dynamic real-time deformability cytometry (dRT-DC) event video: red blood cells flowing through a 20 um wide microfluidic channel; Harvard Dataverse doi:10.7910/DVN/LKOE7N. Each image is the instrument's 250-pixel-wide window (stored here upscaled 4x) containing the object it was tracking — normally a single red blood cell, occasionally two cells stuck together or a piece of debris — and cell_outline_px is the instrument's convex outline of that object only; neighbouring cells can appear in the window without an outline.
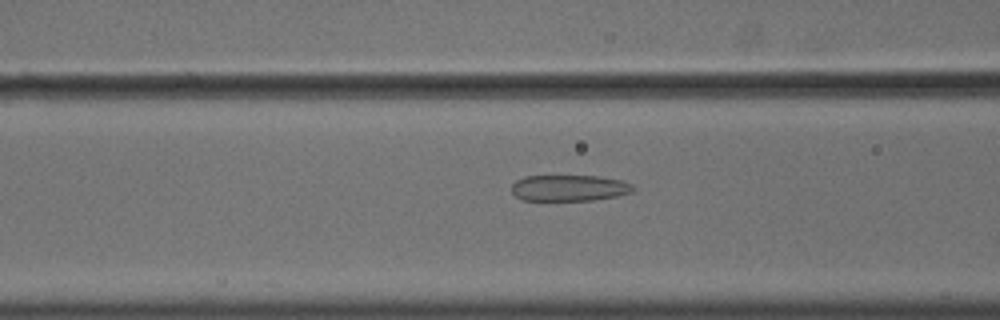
{"species": "common noctule bat (a hibernating species)", "species_latin": "Nyctalus noctula", "temperature_condition": "cold", "stored_images_in_passage": 56, "camera_frame_rate_fps": 3000, "um_per_image_px": 0.085, "animal": {"sex": "male", "body_mass_g": 18.8}, "frame": {"image": 1, "passage_image": 23, "time_ms": 7.333, "image_size_px": [1000, 320], "cell_outline_px": [[636, 188], [632, 192], [616, 196], [592, 200], [520, 200], [512, 192], [512, 184], [516, 180], [524, 176], [600, 176], [620, 180], [632, 184]], "centroid_in_image_um": [48.38, 15.97], "position_along_channel_um": 118.2, "area_um2": 18.55}}
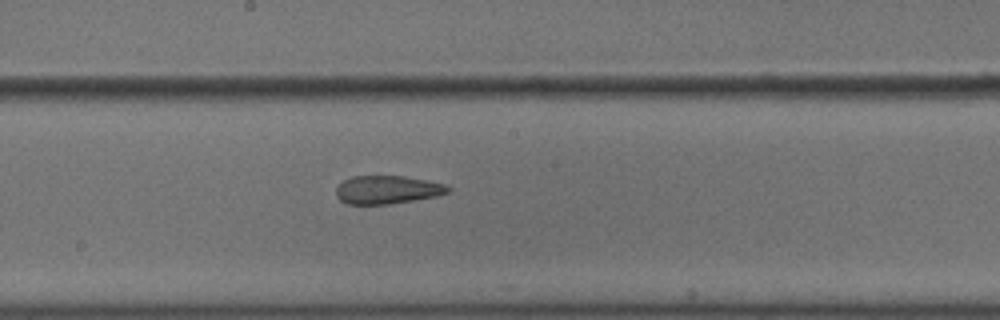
{"frame": {"image": 2, "passage_image": 31, "time_ms": 10.0, "image_size_px": [1000, 320], "cell_outline_px": [[452, 192], [436, 196], [392, 204], [348, 204], [340, 200], [336, 196], [336, 188], [344, 180], [352, 176], [404, 176], [444, 184], [452, 188]], "centroid_in_image_um": [32.93, 16.13], "position_along_channel_um": 215.3, "area_um2": 18.44}}
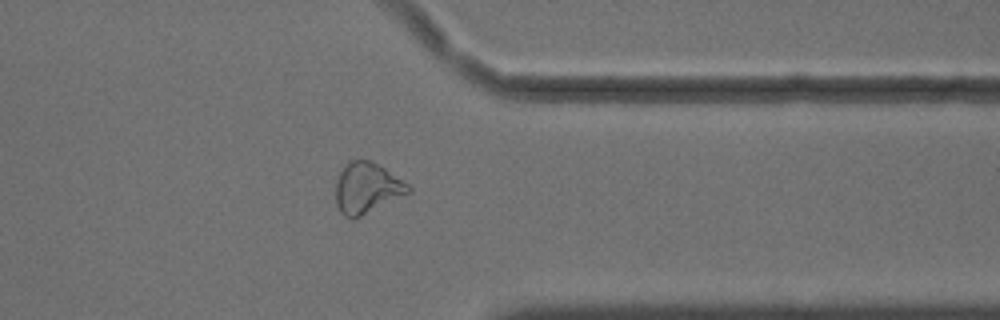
{"frame": {"image": 3, "passage_image": 45, "time_ms": 14.667, "image_size_px": [1000, 320], "cell_outline_px": [[412, 192], [352, 220], [344, 216], [340, 212], [336, 204], [336, 180], [340, 172], [352, 160], [368, 160], [384, 168], [408, 184], [412, 188]], "centroid_in_image_um": [31.18, 16.02], "position_along_channel_um": 380.2, "area_um2": 21.27}, "authors_computed_cell_mechanics": {"area_um2": 21.7906, "velocity_mm_per_s": 3.6231, "shape_relaxation_time_tau1_ms": null, "shape_relaxation_time_tau2_ms": 2.4296, "deformation_change_tau1": null, "deformation_change_tau2": 0.1065}}